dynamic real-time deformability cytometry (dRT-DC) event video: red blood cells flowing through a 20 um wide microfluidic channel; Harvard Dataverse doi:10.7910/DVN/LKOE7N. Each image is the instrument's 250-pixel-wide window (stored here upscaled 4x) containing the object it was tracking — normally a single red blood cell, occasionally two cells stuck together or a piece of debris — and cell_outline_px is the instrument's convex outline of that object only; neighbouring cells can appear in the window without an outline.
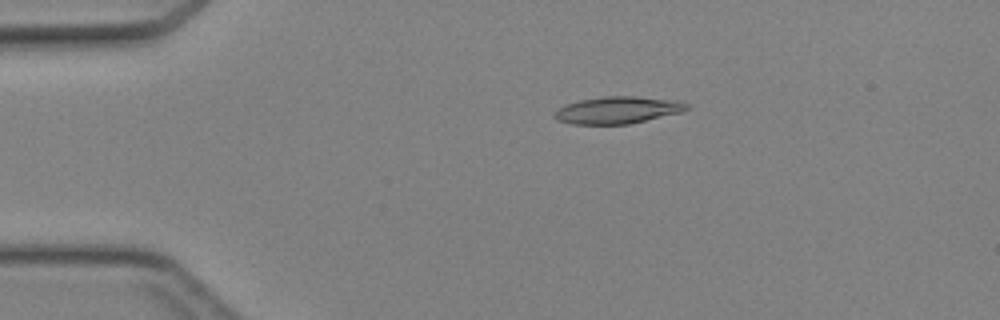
{"species": "Egyptian fruit bat (a non-hibernating species)", "species_latin": "Rousettus aegyptiacus", "temperature_condition": "cold", "stored_images_in_passage": 45, "camera_frame_rate_fps": 3000, "um_per_image_px": 0.085, "animal": {"sex": "female"}, "frame": {"image": 1, "passage_image": 9, "time_ms": 2.667, "image_size_px": [1000, 320], "cell_outline_px": [[688, 108], [684, 112], [628, 124], [572, 124], [556, 120], [552, 116], [560, 108], [568, 104], [580, 100], [604, 96], [636, 96], [672, 100], [688, 104]], "centroid_in_image_um": [52.51, 9.36], "position_along_channel_um": 32.5, "area_um2": 20.69}}
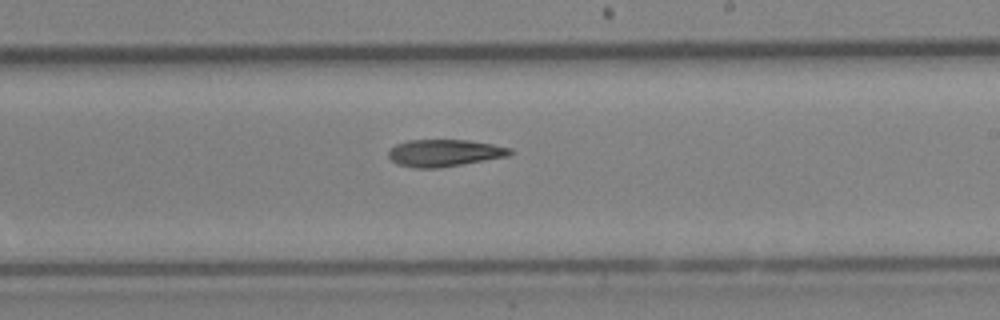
{"frame": {"image": 2, "passage_image": 27, "time_ms": 8.667, "image_size_px": [1000, 320], "cell_outline_px": [[512, 152], [508, 156], [440, 168], [416, 168], [396, 164], [388, 156], [388, 152], [396, 144], [408, 140], [468, 140], [492, 144], [512, 148]], "centroid_in_image_um": [37.76, 13.0], "position_along_channel_um": 251.2, "area_um2": 19.13}}
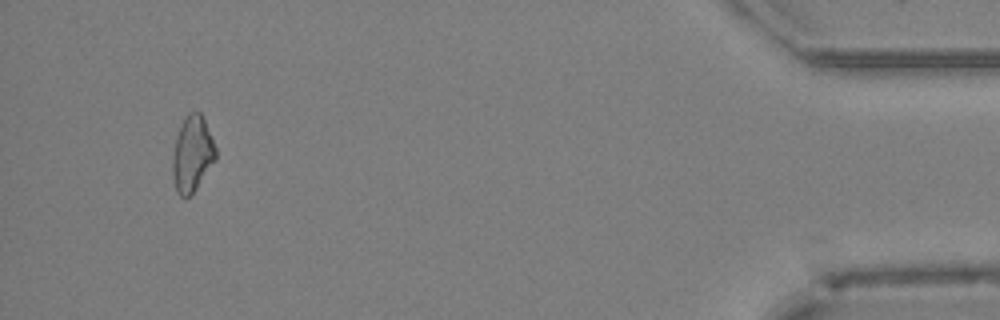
{"frame": {"image": 3, "passage_image": 43, "time_ms": 14.0, "image_size_px": [1000, 320], "cell_outline_px": [[216, 160], [196, 188], [184, 200], [176, 192], [172, 176], [172, 164], [176, 140], [184, 116], [188, 112], [200, 112], [204, 120], [216, 148]], "centroid_in_image_um": [16.34, 13.12], "position_along_channel_um": 418.9, "area_um2": 18.84}}